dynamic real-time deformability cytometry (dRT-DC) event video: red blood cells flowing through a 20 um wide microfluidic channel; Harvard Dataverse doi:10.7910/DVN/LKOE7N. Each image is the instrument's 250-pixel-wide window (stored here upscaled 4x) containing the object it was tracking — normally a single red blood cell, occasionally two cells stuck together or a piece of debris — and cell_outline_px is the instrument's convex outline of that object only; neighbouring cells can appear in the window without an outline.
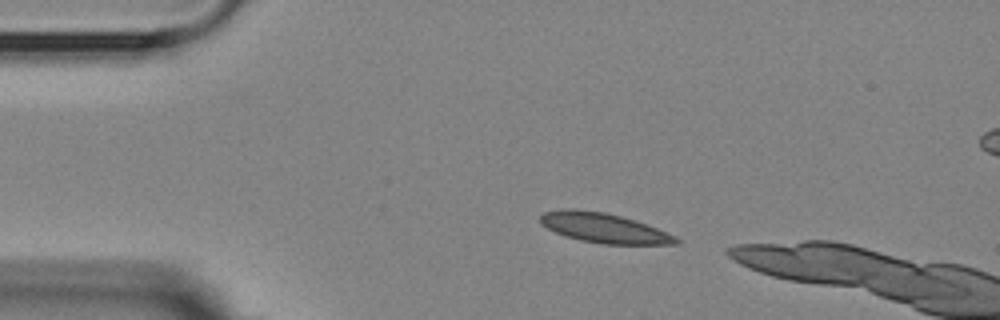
{"species": "Egyptian fruit bat (a non-hibernating species)", "species_latin": "Rousettus aegyptiacus", "temperature_condition": "room temperature", "stored_images_in_passage": 3, "camera_frame_rate_fps": 3000, "um_per_image_px": 0.085, "animal": {"sex": "female"}, "frame": {"image": 1, "passage_image": 1, "time_ms": 0.0, "image_size_px": [1000, 320], "cell_outline_px": [[680, 244], [604, 244], [580, 240], [564, 236], [540, 224], [540, 216], [544, 212], [564, 208], [576, 208], [604, 212], [620, 216], [656, 228], [676, 236], [680, 240]], "centroid_in_image_um": [51.29, 19.37], "position_along_channel_um": 33.7, "area_um2": 23.41}}